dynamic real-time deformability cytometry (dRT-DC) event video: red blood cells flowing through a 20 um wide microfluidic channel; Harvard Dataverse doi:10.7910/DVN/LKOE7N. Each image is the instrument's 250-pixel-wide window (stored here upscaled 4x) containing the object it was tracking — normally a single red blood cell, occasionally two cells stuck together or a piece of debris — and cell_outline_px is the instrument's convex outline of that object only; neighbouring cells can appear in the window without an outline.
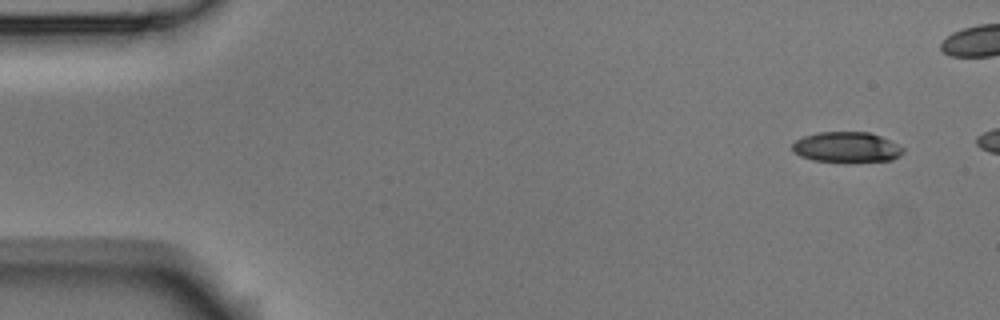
{"species": "Egyptian fruit bat (a non-hibernating species)", "species_latin": "Rousettus aegyptiacus", "temperature_condition": "room temperature", "stored_images_in_passage": 4, "camera_frame_rate_fps": 3000, "um_per_image_px": 0.085, "animal": {"sex": "male"}, "frame": {"image": 1, "passage_image": 1, "time_ms": 0.0, "image_size_px": [1000, 320], "cell_outline_px": [[904, 152], [900, 156], [892, 160], [844, 164], [812, 160], [800, 156], [792, 148], [792, 144], [796, 140], [804, 136], [820, 132], [868, 132], [880, 136], [904, 148]], "centroid_in_image_um": [71.97, 12.55], "position_along_channel_um": 13.0, "area_um2": 20.11}}